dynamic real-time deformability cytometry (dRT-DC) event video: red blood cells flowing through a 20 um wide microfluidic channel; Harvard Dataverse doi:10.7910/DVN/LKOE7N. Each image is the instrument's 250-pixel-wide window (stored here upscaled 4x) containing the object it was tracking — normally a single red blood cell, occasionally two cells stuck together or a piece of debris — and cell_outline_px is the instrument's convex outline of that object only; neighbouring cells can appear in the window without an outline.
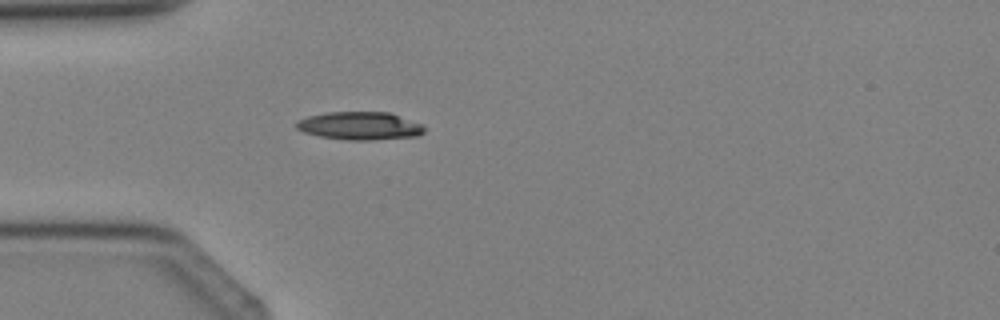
{"species": "Egyptian fruit bat (a non-hibernating species)", "species_latin": "Rousettus aegyptiacus", "temperature_condition": "cold", "stored_images_in_passage": 3, "camera_frame_rate_fps": 3000, "um_per_image_px": 0.085, "animal": {"sex": "female"}, "frame": {"image": 1, "passage_image": 3, "time_ms": 2.667, "image_size_px": [1000, 320], "cell_outline_px": [[424, 132], [416, 136], [372, 140], [348, 140], [320, 136], [304, 132], [296, 128], [296, 120], [308, 116], [328, 112], [388, 112], [424, 124]], "centroid_in_image_um": [30.59, 10.69], "position_along_channel_um": 54.4, "area_um2": 20.87}}